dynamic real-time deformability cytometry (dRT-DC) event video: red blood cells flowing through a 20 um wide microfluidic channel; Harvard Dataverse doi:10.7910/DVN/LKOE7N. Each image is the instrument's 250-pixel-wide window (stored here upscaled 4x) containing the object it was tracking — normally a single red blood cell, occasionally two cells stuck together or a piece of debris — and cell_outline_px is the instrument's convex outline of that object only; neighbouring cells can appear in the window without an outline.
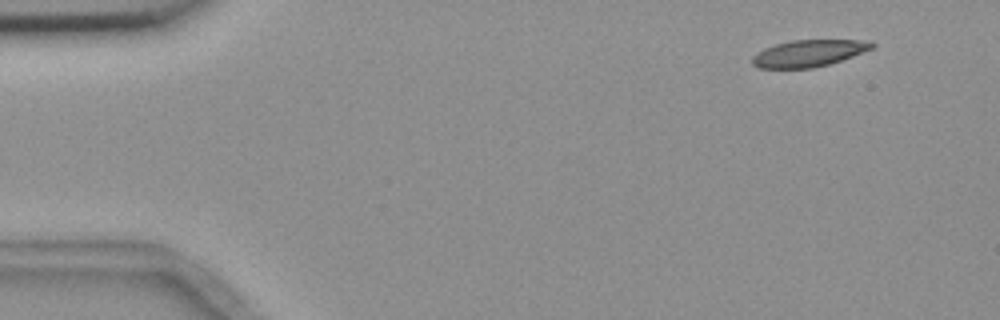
{"species": "common noctule bat (a hibernating species)", "species_latin": "Nyctalus noctula", "temperature_condition": "room temperature", "stored_images_in_passage": 5, "segment_of_instrument_passage": [1, 2], "camera_frame_rate_fps": 3000, "um_per_image_px": 0.085, "animal": {"sex": "female", "body_mass_g": 18.4}, "frame": {"image": 1, "passage_image": 1, "time_ms": 0.0, "image_size_px": [1000, 320], "cell_outline_px": [[876, 44], [872, 48], [852, 56], [828, 64], [812, 68], [760, 68], [752, 64], [752, 56], [756, 52], [764, 48], [776, 44], [792, 40], [872, 40]], "centroid_in_image_um": [68.72, 4.52], "position_along_channel_um": 16.3, "area_um2": 18.61}}
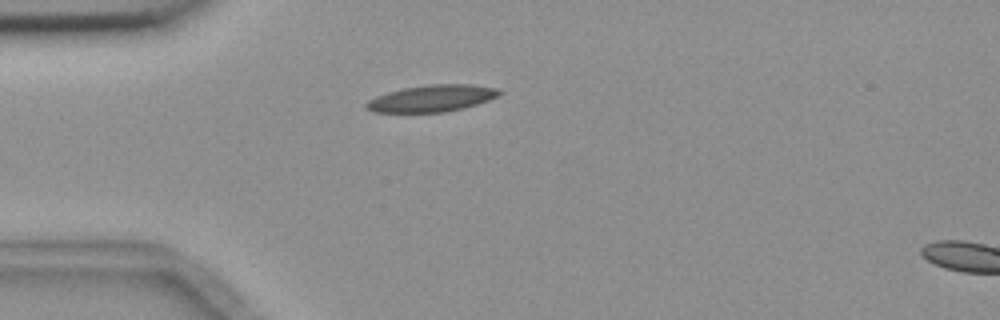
{"frame": {"image": 2, "passage_image": 4, "time_ms": 3.333, "image_size_px": [1000, 320], "cell_outline_px": [[504, 92], [500, 96], [464, 108], [444, 112], [372, 112], [364, 108], [364, 104], [368, 100], [376, 96], [388, 92], [404, 88], [432, 84], [472, 84], [500, 88]], "centroid_in_image_um": [36.74, 8.35], "position_along_channel_um": 48.3, "area_um2": 20.92}}